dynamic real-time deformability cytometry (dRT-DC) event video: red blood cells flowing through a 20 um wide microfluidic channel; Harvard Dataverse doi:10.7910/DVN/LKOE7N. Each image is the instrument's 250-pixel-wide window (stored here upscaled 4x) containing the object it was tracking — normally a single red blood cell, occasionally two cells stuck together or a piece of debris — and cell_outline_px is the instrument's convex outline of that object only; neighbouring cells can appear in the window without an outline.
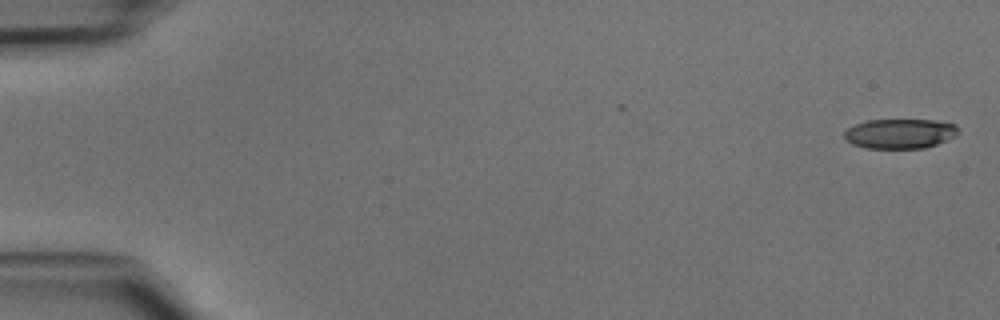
{"species": "common noctule bat (a hibernating species)", "species_latin": "Nyctalus noctula", "temperature_condition": "cold", "stored_images_in_passage": 47, "camera_frame_rate_fps": 3000, "um_per_image_px": 0.085, "animal": {"sex": "male", "body_mass_g": 15.6}, "frame": {"image": 1, "passage_image": 1, "time_ms": 0.0, "image_size_px": [1000, 320], "cell_outline_px": [[960, 132], [956, 136], [936, 144], [924, 148], [868, 148], [852, 144], [844, 140], [844, 132], [848, 128], [856, 124], [868, 120], [936, 120], [956, 124]], "centroid_in_image_um": [76.51, 11.35], "position_along_channel_um": 8.5, "area_um2": 19.83}}
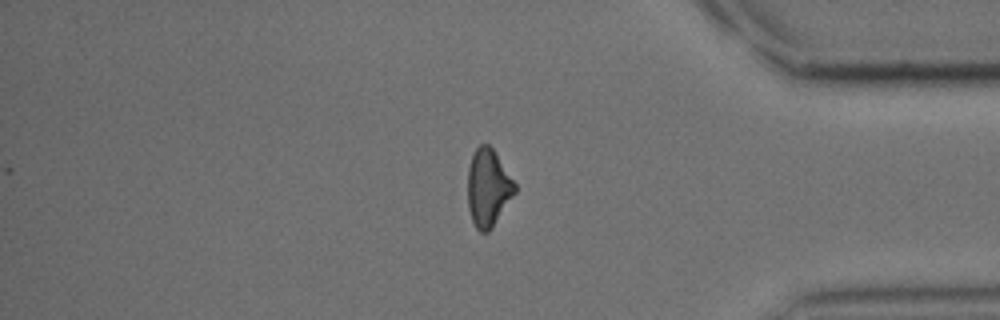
{"frame": {"image": 2, "passage_image": 40, "time_ms": 13.0, "image_size_px": [1000, 320], "cell_outline_px": [[516, 192], [492, 228], [488, 232], [480, 232], [476, 228], [472, 220], [468, 208], [468, 168], [472, 152], [480, 144], [488, 144], [496, 152], [516, 184]], "centroid_in_image_um": [41.49, 15.95], "position_along_channel_um": 393.7, "area_um2": 21.44}}
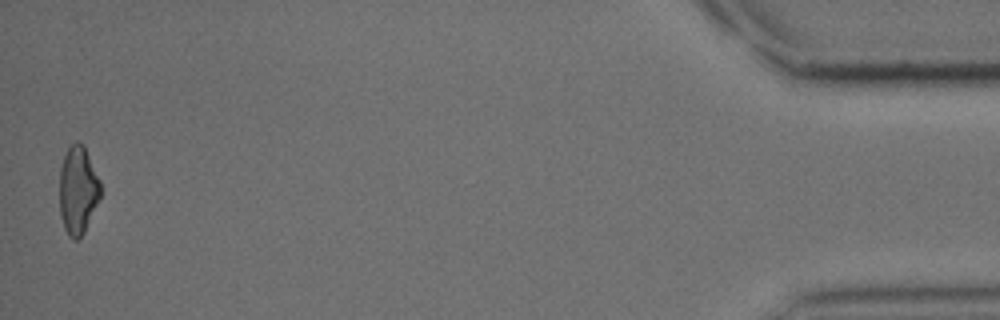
{"frame": {"image": 3, "passage_image": 47, "time_ms": 15.333, "image_size_px": [1000, 320], "cell_outline_px": [[100, 196], [84, 232], [76, 240], [72, 240], [68, 236], [64, 228], [60, 216], [60, 168], [64, 156], [68, 148], [76, 140], [84, 144], [100, 180]], "centroid_in_image_um": [6.61, 16.15], "position_along_channel_um": 428.6, "area_um2": 20.98}}